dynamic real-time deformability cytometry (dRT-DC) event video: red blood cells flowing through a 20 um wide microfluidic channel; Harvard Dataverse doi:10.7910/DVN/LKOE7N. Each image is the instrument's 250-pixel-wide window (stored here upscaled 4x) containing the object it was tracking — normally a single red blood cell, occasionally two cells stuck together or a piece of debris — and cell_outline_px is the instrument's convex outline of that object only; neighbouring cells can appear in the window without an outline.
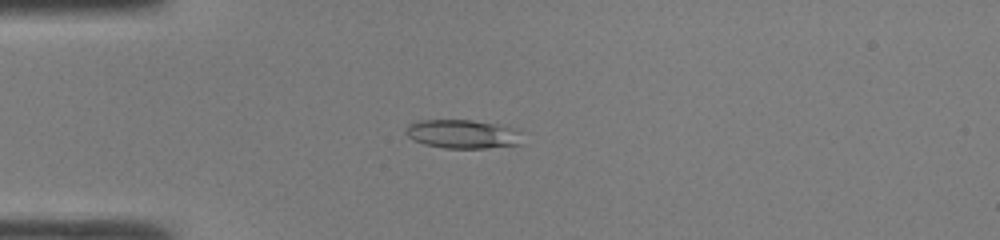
{"species": "common noctule bat (a hibernating species)", "species_latin": "Nyctalus noctula", "temperature_condition": "room temperature", "stored_images_in_passage": 47, "camera_frame_rate_fps": 3000, "um_per_image_px": 0.085, "animal": {"sex": "male", "body_mass_g": 19.0, "forearm_length_mm": 50.8}, "frame": {"image": 1, "passage_image": 13, "time_ms": 4.0, "image_size_px": [1000, 240], "cell_outline_px": [[524, 144], [488, 148], [444, 148], [424, 144], [412, 140], [404, 132], [408, 124], [416, 120], [472, 120], [496, 124], [516, 128], [520, 132]], "centroid_in_image_um": [39.34, 11.4], "position_along_channel_um": 45.7, "area_um2": 19.88}}
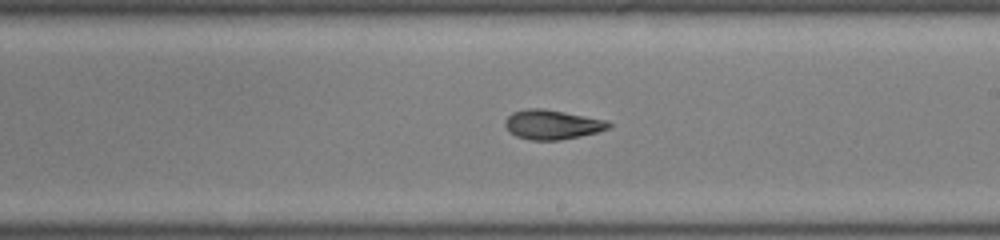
{"frame": {"image": 2, "passage_image": 28, "time_ms": 9.0, "image_size_px": [1000, 240], "cell_outline_px": [[612, 124], [608, 128], [596, 132], [580, 136], [560, 140], [532, 140], [516, 136], [504, 124], [504, 120], [512, 112], [528, 108], [544, 108], [608, 120]], "centroid_in_image_um": [46.94, 10.57], "position_along_channel_um": 242.1, "area_um2": 17.74}}
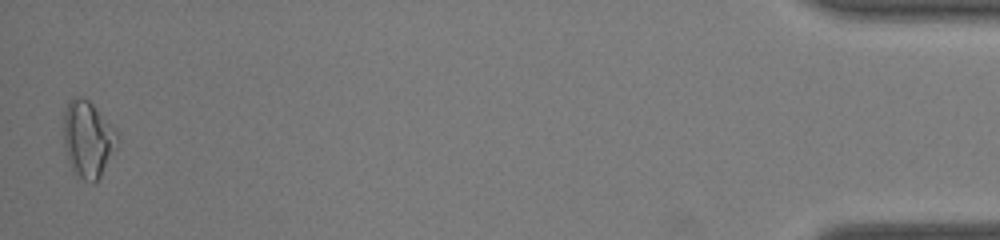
{"frame": {"image": 3, "passage_image": 47, "time_ms": 15.333, "image_size_px": [1000, 240], "cell_outline_px": [[120, 140], [100, 176], [92, 184], [84, 180], [72, 168], [68, 160], [64, 144], [64, 108], [68, 100], [76, 96], [84, 96], [116, 128], [120, 136]], "centroid_in_image_um": [7.49, 11.77], "position_along_channel_um": 427.7, "area_um2": 24.04}, "authors_computed_cell_mechanics": {"area_um2": 18.4382, "velocity_mm_per_s": 4.3122, "shape_relaxation_time_tau1_ms": 11.0003, "shape_relaxation_time_tau2_ms": 2.7236, "deformation_change_tau1": 0.2413, "deformation_change_tau2": 0.0987}}